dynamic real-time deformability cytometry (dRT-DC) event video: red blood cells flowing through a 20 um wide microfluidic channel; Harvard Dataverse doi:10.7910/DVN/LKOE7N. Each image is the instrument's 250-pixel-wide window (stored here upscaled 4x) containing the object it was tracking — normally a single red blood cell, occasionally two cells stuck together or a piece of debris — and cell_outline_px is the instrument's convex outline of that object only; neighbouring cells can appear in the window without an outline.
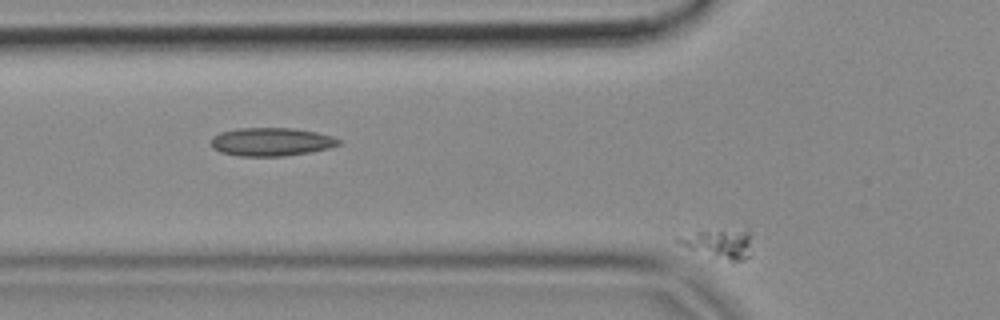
{"species": "common noctule bat (a hibernating species)", "species_latin": "Nyctalus noctula", "temperature_condition": "cold", "stored_images_in_passage": 2, "camera_frame_rate_fps": 3000, "um_per_image_px": 0.085, "animal": {"sex": "female", "body_mass_g": 18.4}, "frame": {"image": 1, "passage_image": 2, "time_ms": 0.333, "image_size_px": [1000, 320], "cell_outline_px": [[752, 232], [748, 256], [744, 260], [732, 260], [688, 248], [680, 244], [676, 240], [676, 236], [696, 232], [748, 228]], "centroid_in_image_um": [61.18, 20.64], "position_along_channel_um": 64.6, "area_um2": 12.14}}